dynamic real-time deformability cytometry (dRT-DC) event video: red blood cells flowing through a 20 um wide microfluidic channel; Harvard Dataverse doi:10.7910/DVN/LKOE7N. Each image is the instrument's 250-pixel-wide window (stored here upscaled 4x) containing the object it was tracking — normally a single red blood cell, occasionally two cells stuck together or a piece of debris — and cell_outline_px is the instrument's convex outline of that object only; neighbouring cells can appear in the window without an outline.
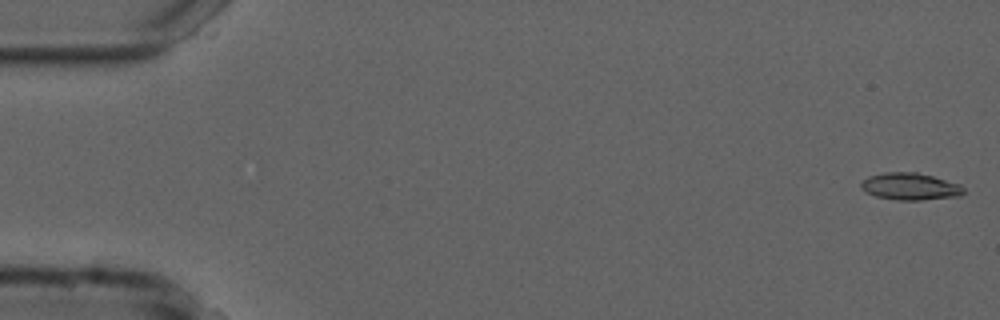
{"species": "common noctule bat (a hibernating species)", "species_latin": "Nyctalus noctula", "temperature_condition": "cold", "stored_images_in_passage": 2, "camera_frame_rate_fps": 3000, "um_per_image_px": 0.085, "animal": {"sex": "male", "forearm_length_mm": 52.5}, "frame": {"image": 1, "passage_image": 1, "time_ms": 0.0, "image_size_px": [1000, 320], "cell_outline_px": [[964, 192], [960, 196], [920, 200], [900, 200], [876, 196], [864, 192], [860, 188], [860, 184], [868, 176], [884, 172], [916, 172], [932, 176], [960, 184], [964, 188]], "centroid_in_image_um": [77.34, 15.85], "position_along_channel_um": 7.7, "area_um2": 16.18}}